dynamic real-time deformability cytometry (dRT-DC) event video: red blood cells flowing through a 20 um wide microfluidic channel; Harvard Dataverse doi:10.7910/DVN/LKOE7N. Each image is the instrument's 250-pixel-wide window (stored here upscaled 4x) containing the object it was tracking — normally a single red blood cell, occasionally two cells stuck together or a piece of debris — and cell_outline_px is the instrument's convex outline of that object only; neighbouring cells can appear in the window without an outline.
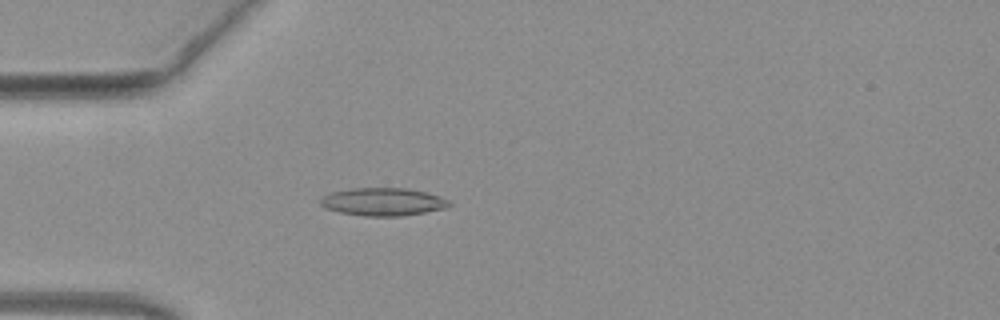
{"species": "common noctule bat (a hibernating species)", "species_latin": "Nyctalus noctula", "temperature_condition": "warm", "stored_images_in_passage": 50, "camera_frame_rate_fps": 3000, "um_per_image_px": 0.085, "animal": {"sex": "female", "body_mass_g": 19.3, "forearm_length_mm": 54.1}, "frame": {"image": 1, "passage_image": 14, "time_ms": 4.333, "image_size_px": [1000, 320], "cell_outline_px": [[452, 204], [448, 208], [400, 216], [364, 216], [340, 212], [324, 208], [320, 204], [320, 200], [324, 196], [332, 192], [352, 188], [408, 188], [440, 196], [448, 200]], "centroid_in_image_um": [32.57, 17.15], "position_along_channel_um": 52.4, "area_um2": 20.87}}
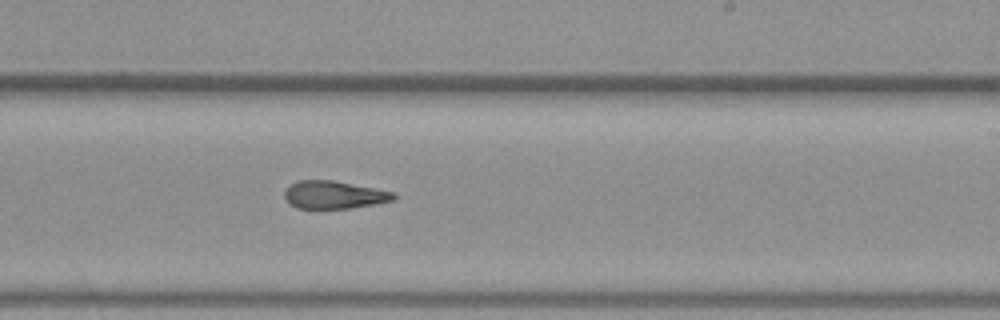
{"frame": {"image": 2, "passage_image": 30, "time_ms": 9.667, "image_size_px": [1000, 320], "cell_outline_px": [[396, 200], [376, 204], [352, 208], [296, 208], [288, 204], [284, 200], [284, 192], [292, 184], [300, 180], [332, 180], [396, 192]], "centroid_in_image_um": [28.41, 16.57], "position_along_channel_um": 260.6, "area_um2": 17.8}}
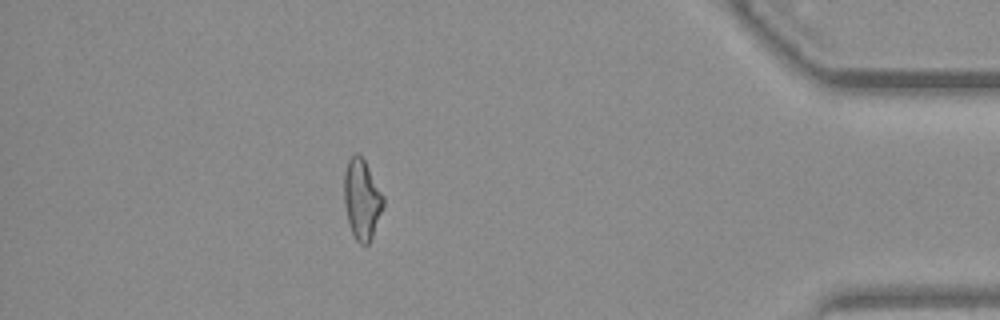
{"frame": {"image": 3, "passage_image": 44, "time_ms": 14.333, "image_size_px": [1000, 320], "cell_outline_px": [[384, 204], [372, 236], [368, 244], [360, 244], [356, 240], [352, 232], [348, 220], [344, 204], [344, 172], [348, 160], [356, 152], [364, 160], [384, 196]], "centroid_in_image_um": [30.75, 16.93], "position_along_channel_um": 404.5, "area_um2": 18.03}, "authors_computed_cell_mechanics": {"area_um2": 18.6983, "velocity_mm_per_s": 4.0807, "shape_relaxation_time_tau1_ms": null, "shape_relaxation_time_tau2_ms": 6.2554, "deformation_change_tau1": null, "deformation_change_tau2": 0.1844}}